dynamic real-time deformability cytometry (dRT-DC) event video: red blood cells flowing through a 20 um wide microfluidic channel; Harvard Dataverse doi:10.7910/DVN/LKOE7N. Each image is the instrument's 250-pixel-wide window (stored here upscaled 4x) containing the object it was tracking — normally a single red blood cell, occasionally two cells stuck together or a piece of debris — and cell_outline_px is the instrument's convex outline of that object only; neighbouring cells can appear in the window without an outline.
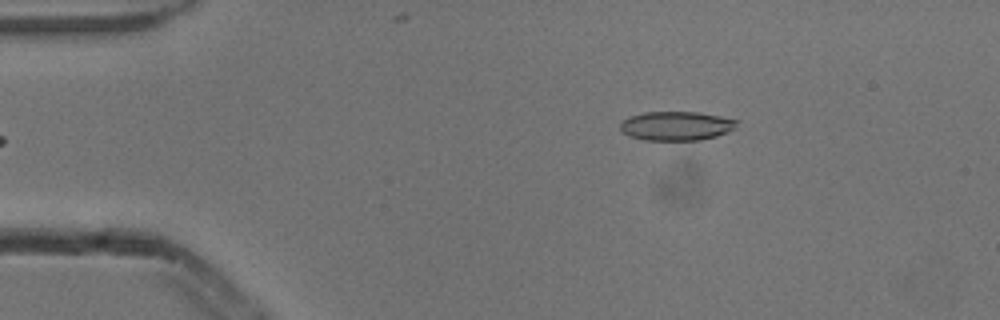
{"species": "common noctule bat (a hibernating species)", "species_latin": "Nyctalus noctula", "temperature_condition": "cold", "stored_images_in_passage": 6, "camera_frame_rate_fps": 3000, "um_per_image_px": 0.085, "animal": {"sex": "male", "body_mass_g": 13.3}, "frame": {"image": 1, "passage_image": 6, "time_ms": 1.667, "image_size_px": [1000, 320], "cell_outline_px": [[740, 120], [736, 128], [728, 132], [716, 136], [700, 140], [644, 140], [628, 136], [620, 128], [620, 120], [628, 116], [644, 112], [696, 112], [720, 116]], "centroid_in_image_um": [57.48, 10.7], "position_along_channel_um": 27.5, "area_um2": 20.0}}